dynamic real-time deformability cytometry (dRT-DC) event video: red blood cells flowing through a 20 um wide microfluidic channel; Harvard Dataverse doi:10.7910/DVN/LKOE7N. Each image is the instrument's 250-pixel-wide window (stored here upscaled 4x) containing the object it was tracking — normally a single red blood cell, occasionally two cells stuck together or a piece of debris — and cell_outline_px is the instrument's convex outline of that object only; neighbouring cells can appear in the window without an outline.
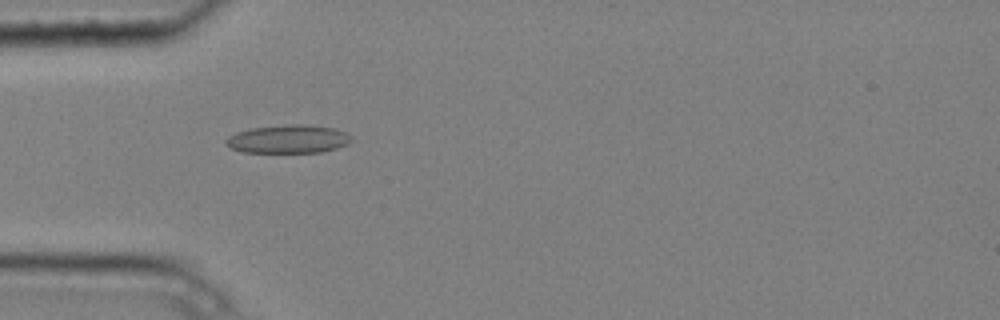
{"species": "common noctule bat (a hibernating species)", "species_latin": "Nyctalus noctula", "temperature_condition": "cold", "stored_images_in_passage": 6, "camera_frame_rate_fps": 3000, "um_per_image_px": 0.085, "animal": {"sex": "male", "body_mass_g": 20.4}, "frame": {"image": 1, "passage_image": 5, "time_ms": 1.333, "image_size_px": [1000, 320], "cell_outline_px": [[352, 140], [348, 144], [336, 148], [320, 152], [240, 152], [224, 144], [224, 140], [228, 136], [236, 132], [252, 128], [288, 124], [308, 124], [336, 128], [352, 136]], "centroid_in_image_um": [24.49, 11.81], "position_along_channel_um": 60.5, "area_um2": 20.87}}
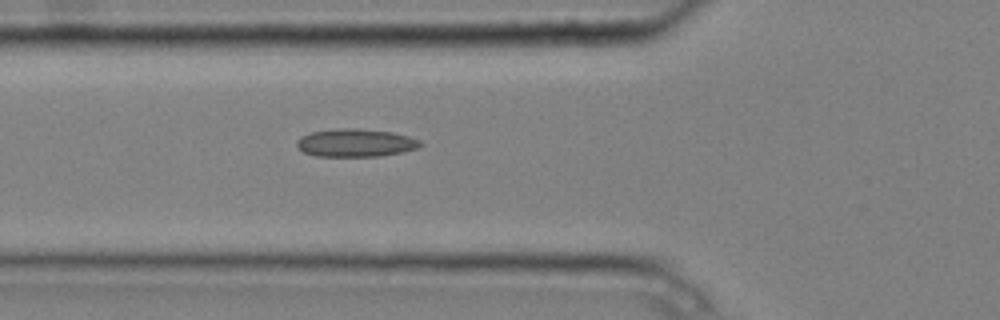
{"frame": {"image": 2, "passage_image": 6, "time_ms": 1.667, "image_size_px": [1000, 320], "cell_outline_px": [[424, 144], [416, 148], [400, 152], [380, 156], [316, 156], [304, 152], [296, 144], [296, 140], [300, 136], [312, 132], [336, 128], [356, 128], [392, 132], [408, 136], [420, 140]], "centroid_in_image_um": [30.21, 12.13], "position_along_channel_um": 95.6, "area_um2": 20.06}}